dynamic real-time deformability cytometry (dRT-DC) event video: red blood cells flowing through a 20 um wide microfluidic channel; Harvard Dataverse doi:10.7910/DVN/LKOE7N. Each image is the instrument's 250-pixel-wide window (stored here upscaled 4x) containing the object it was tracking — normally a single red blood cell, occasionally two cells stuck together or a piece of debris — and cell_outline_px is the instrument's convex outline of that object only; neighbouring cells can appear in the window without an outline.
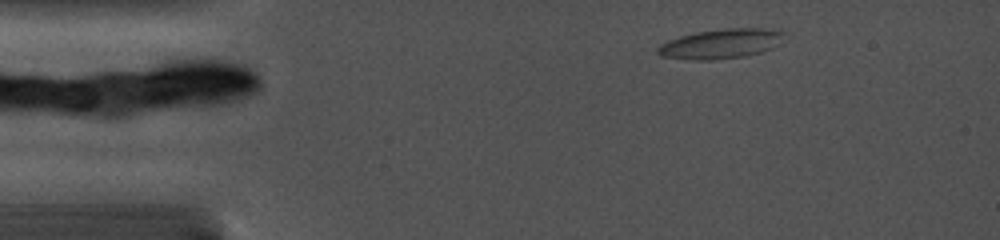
{"species": "common noctule bat (a hibernating species)", "species_latin": "Nyctalus noctula", "temperature_condition": "cold", "stored_images_in_passage": 26, "camera_frame_rate_fps": 5000, "um_per_image_px": 0.085, "animal": {"sex": "female", "body_mass_g": 19.0, "forearm_length_mm": 56.7}, "frame": {"image": 1, "passage_image": 1, "time_ms": 0.0, "image_size_px": [1000, 240], "cell_outline_px": [[784, 32], [780, 44], [772, 48], [760, 52], [744, 56], [712, 60], [696, 60], [660, 56], [656, 52], [656, 48], [660, 44], [668, 40], [680, 36], [696, 32], [724, 28], [764, 28]], "centroid_in_image_um": [61.25, 3.72], "position_along_channel_um": 23.8, "area_um2": 21.85}}
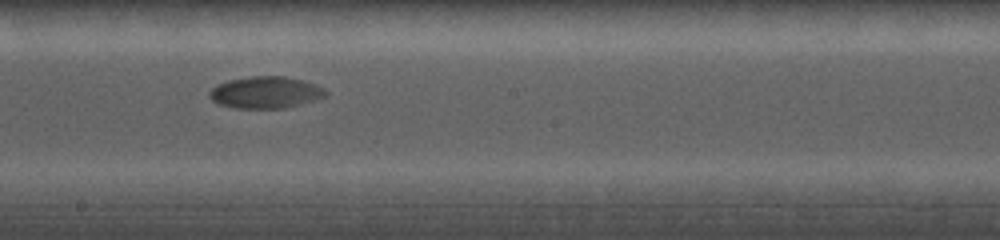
{"frame": {"image": 2, "passage_image": 15, "time_ms": 7.4, "image_size_px": [1000, 240], "cell_outline_px": [[328, 92], [324, 96], [316, 100], [284, 108], [236, 108], [220, 104], [212, 100], [208, 96], [208, 92], [212, 88], [228, 80], [252, 76], [284, 76], [304, 80], [316, 84], [324, 88]], "centroid_in_image_um": [22.59, 7.85], "position_along_channel_um": 225.6, "area_um2": 21.5}}
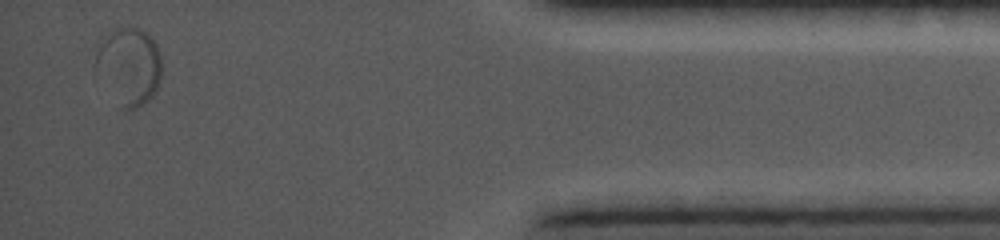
{"frame": {"image": 3, "passage_image": 26, "time_ms": 14.0, "image_size_px": [1000, 240], "cell_outline_px": [[160, 80], [152, 96], [144, 104], [136, 108], [124, 108], [96, 64], [96, 52], [104, 36], [108, 32], [116, 28], [140, 28], [156, 44], [160, 56]], "centroid_in_image_um": [11.03, 5.54], "position_along_channel_um": 424.2, "area_um2": 28.03}}